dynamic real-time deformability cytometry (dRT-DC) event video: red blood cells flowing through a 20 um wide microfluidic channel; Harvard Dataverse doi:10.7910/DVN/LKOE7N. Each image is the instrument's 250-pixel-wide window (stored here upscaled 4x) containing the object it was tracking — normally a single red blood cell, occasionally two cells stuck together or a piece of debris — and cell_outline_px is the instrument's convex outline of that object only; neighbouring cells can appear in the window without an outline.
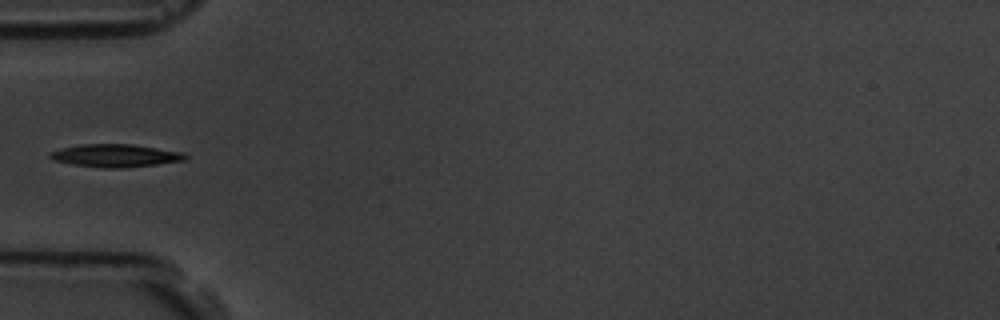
{"species": "common noctule bat (a hibernating species)", "species_latin": "Nyctalus noctula", "temperature_condition": "room temperature", "stored_images_in_passage": 7, "camera_frame_rate_fps": 3000, "um_per_image_px": 0.085, "animal": {"sex": "male", "body_mass_g": 19.5, "forearm_length_mm": 54.6}, "frame": {"image": 1, "passage_image": 7, "time_ms": 6.667, "image_size_px": [1000, 320], "cell_outline_px": [[188, 156], [184, 160], [156, 164], [120, 168], [104, 168], [72, 164], [52, 160], [48, 156], [52, 152], [60, 148], [84, 144], [132, 144], [184, 152]], "centroid_in_image_um": [9.81, 13.22], "position_along_channel_um": 75.2, "area_um2": 17.86}}